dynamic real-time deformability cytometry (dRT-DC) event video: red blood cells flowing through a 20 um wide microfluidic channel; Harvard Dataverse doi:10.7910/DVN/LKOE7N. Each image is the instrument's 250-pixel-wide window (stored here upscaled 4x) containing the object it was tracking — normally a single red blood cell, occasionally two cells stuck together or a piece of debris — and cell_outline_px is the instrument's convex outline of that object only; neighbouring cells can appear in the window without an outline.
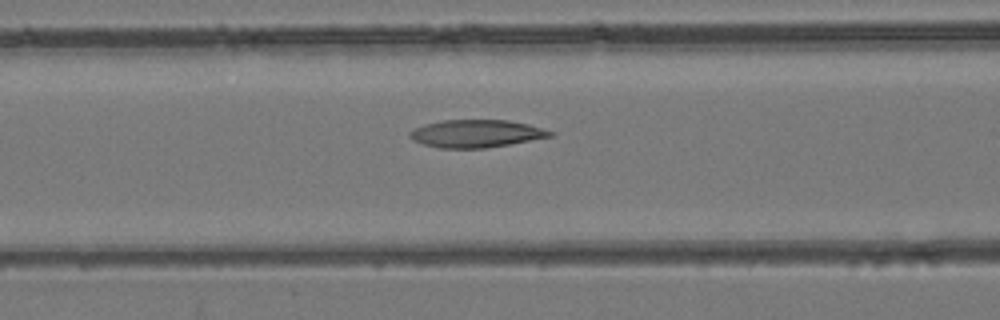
{"species": "common noctule bat (a hibernating species)", "species_latin": "Nyctalus noctula", "temperature_condition": "room temperature", "stored_images_in_passage": 43, "camera_frame_rate_fps": 3000, "um_per_image_px": 0.085, "animal": {"sex": "female", "body_mass_g": 24.6, "forearm_length_mm": 56.2}, "frame": {"image": 1, "passage_image": 21, "time_ms": 6.667, "image_size_px": [1000, 320], "cell_outline_px": [[552, 136], [508, 144], [484, 148], [440, 148], [424, 144], [412, 140], [408, 136], [408, 132], [424, 124], [444, 120], [508, 120], [528, 124], [552, 132]], "centroid_in_image_um": [40.41, 11.35], "position_along_channel_um": 126.2, "area_um2": 22.31}}
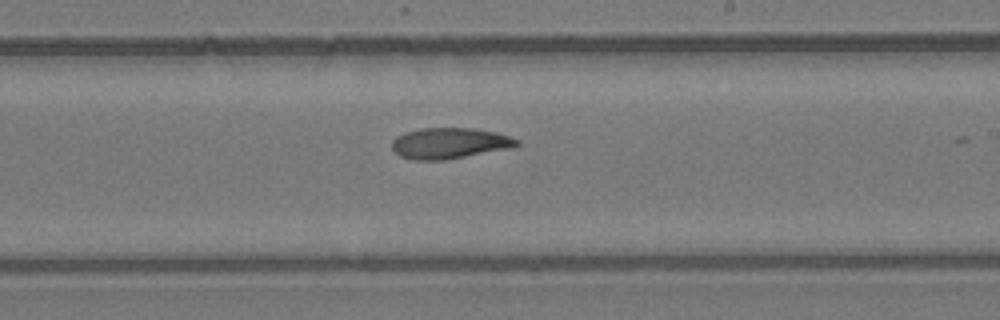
{"frame": {"image": 2, "passage_image": 30, "time_ms": 9.667, "image_size_px": [1000, 320], "cell_outline_px": [[520, 144], [512, 148], [444, 160], [412, 160], [400, 156], [392, 148], [392, 140], [396, 136], [404, 132], [420, 128], [476, 128], [496, 132], [520, 140]], "centroid_in_image_um": [38.21, 12.17], "position_along_channel_um": 250.8, "area_um2": 22.66}}
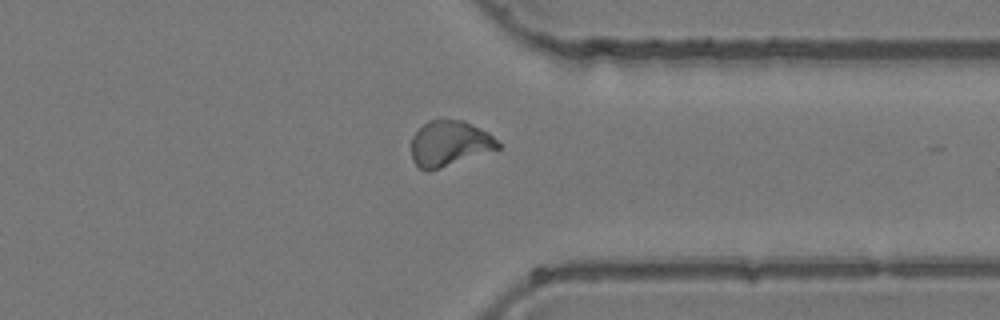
{"frame": {"image": 3, "passage_image": 39, "time_ms": 12.667, "image_size_px": [1000, 320], "cell_outline_px": [[504, 144], [500, 148], [440, 168], [420, 168], [412, 160], [412, 136], [428, 120], [464, 120], [488, 132]], "centroid_in_image_um": [38.26, 12.17], "position_along_channel_um": 373.1, "area_um2": 22.66}}